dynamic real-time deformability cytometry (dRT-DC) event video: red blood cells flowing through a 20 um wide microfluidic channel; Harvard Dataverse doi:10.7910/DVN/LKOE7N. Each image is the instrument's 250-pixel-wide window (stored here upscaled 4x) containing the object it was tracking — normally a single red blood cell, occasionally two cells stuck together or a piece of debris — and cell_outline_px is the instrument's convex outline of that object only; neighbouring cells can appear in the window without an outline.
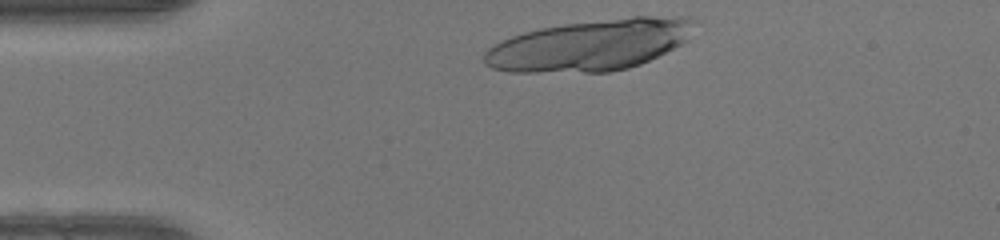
{"species": "human", "species_latin": "Homo sapiens", "temperature_condition": "warm", "stored_images_in_passage": 30, "camera_frame_rate_fps": 3000, "um_per_image_px": 0.085, "donor": {"sex": "female"}, "frame": {"image": 1, "passage_image": 1, "time_ms": 0.0, "image_size_px": [1000, 240], "cell_outline_px": [[700, 20], [688, 40], [640, 64], [628, 68], [612, 72], [508, 72], [492, 68], [484, 64], [484, 52], [488, 48], [512, 36], [524, 32], [540, 28], [564, 24], [632, 16], [680, 16]], "centroid_in_image_um": [50.2, 3.83], "position_along_channel_um": 34.8, "area_um2": 62.83}}